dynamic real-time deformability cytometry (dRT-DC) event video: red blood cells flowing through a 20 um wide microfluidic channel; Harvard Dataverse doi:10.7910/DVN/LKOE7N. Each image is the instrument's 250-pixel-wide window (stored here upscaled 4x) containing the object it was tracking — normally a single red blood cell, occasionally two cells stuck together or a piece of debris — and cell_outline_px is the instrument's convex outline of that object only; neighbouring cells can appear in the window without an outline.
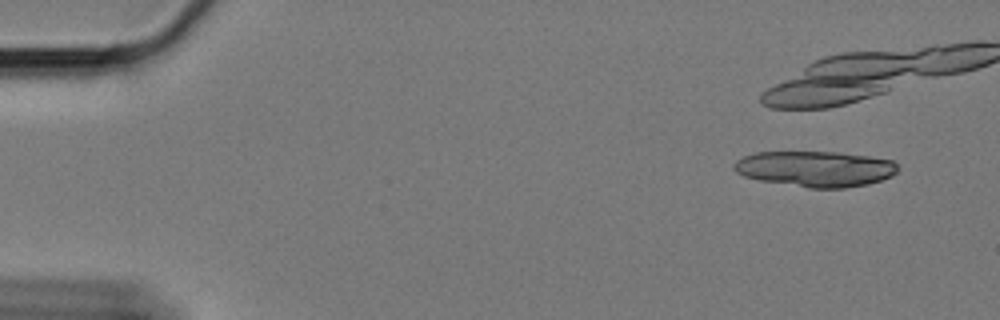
{"species": "Egyptian fruit bat (a non-hibernating species)", "species_latin": "Rousettus aegyptiacus", "temperature_condition": "cold", "stored_images_in_passage": 11, "camera_frame_rate_fps": 3000, "um_per_image_px": 0.085, "animal": {"sex": "female"}, "frame": {"image": 1, "passage_image": 2, "time_ms": 0.333, "image_size_px": [1000, 320], "cell_outline_px": [[900, 168], [892, 176], [868, 184], [844, 188], [808, 188], [760, 180], [744, 176], [736, 172], [732, 168], [732, 164], [736, 160], [744, 156], [756, 152], [840, 152], [868, 156], [892, 160]], "centroid_in_image_um": [69.3, 14.35], "position_along_channel_um": 15.7, "area_um2": 34.22}}